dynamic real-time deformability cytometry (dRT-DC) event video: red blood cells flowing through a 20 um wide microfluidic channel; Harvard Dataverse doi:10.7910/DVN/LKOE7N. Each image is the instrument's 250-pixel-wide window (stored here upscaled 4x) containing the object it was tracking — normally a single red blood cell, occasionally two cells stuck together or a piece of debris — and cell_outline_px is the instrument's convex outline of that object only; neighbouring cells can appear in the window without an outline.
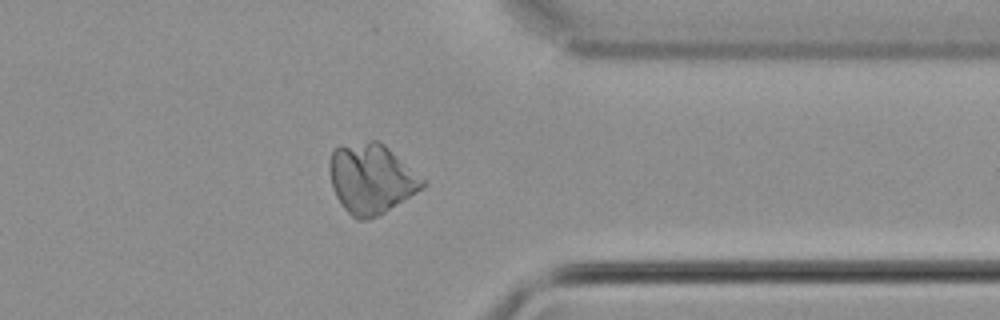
{"species": "common noctule bat (a hibernating species)", "species_latin": "Nyctalus noctula", "temperature_condition": "cold", "stored_images_in_passage": 47, "camera_frame_rate_fps": 3000, "um_per_image_px": 0.085, "animal": {"sex": "male", "body_mass_g": 21.5, "forearm_length_mm": 52.0}, "frame": {"image": 1, "passage_image": 36, "time_ms": 11.667, "image_size_px": [1000, 320], "cell_outline_px": [[424, 184], [416, 192], [384, 212], [368, 220], [356, 220], [344, 208], [336, 196], [332, 188], [328, 168], [328, 164], [332, 152], [340, 144], [372, 140], [376, 140], [384, 144], [424, 180]], "centroid_in_image_um": [31.48, 15.17], "position_along_channel_um": 379.9, "area_um2": 37.51}}